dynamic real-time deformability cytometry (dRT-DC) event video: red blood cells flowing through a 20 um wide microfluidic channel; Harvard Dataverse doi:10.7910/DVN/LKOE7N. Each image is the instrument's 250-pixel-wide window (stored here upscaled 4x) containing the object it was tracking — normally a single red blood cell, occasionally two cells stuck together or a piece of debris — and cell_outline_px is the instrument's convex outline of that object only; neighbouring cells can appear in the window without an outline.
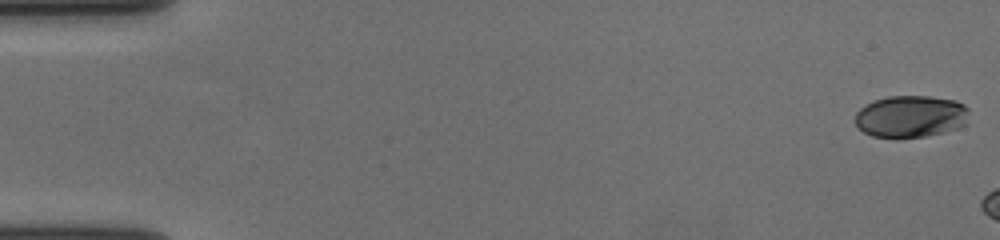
{"species": "human", "species_latin": "Homo sapiens", "temperature_condition": "cold", "stored_images_in_passage": 12, "camera_frame_rate_fps": 3000, "um_per_image_px": 0.085, "donor": {"sex": "female"}, "frame": {"image": 1, "passage_image": 1, "time_ms": 0.0, "image_size_px": [1000, 240], "cell_outline_px": [[968, 124], [944, 132], [928, 136], [896, 140], [872, 136], [864, 132], [856, 124], [856, 112], [860, 108], [872, 100], [888, 96], [928, 96], [956, 100], [964, 104], [968, 108]], "centroid_in_image_um": [77.42, 9.92], "position_along_channel_um": 7.6, "area_um2": 28.61}}